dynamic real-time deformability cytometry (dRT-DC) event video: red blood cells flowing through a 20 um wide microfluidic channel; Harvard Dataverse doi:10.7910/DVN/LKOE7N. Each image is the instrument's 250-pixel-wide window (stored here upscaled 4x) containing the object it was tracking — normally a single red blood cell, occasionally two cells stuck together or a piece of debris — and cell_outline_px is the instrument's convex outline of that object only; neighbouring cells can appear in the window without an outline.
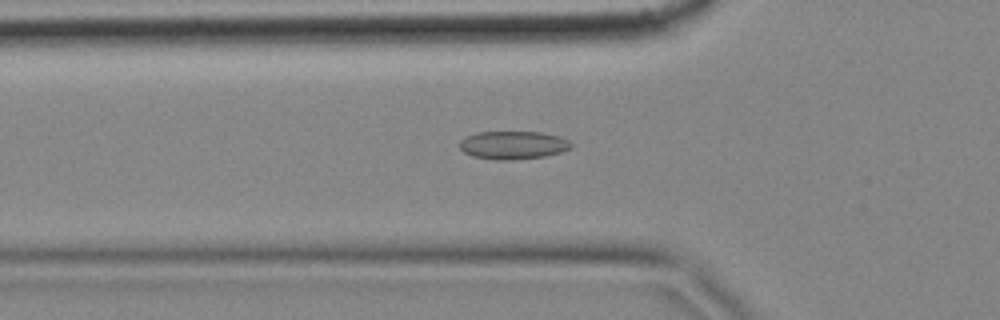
{"species": "common noctule bat (a hibernating species)", "species_latin": "Nyctalus noctula", "temperature_condition": "cold", "stored_images_in_passage": 56, "camera_frame_rate_fps": 3000, "um_per_image_px": 0.085, "animal": {"sex": "female", "body_mass_g": 18.4}, "frame": {"image": 1, "passage_image": 18, "time_ms": 5.667, "image_size_px": [1000, 320], "cell_outline_px": [[572, 148], [560, 152], [544, 156], [508, 160], [496, 160], [472, 156], [464, 152], [460, 148], [460, 140], [476, 132], [540, 132], [560, 136], [568, 140], [572, 144]], "centroid_in_image_um": [43.61, 12.33], "position_along_channel_um": 82.2, "area_um2": 18.21}}
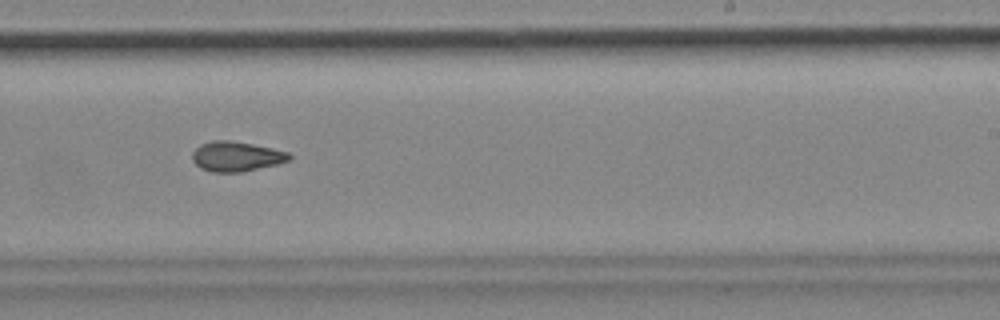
{"frame": {"image": 2, "passage_image": 34, "time_ms": 11.0, "image_size_px": [1000, 320], "cell_outline_px": [[292, 156], [288, 160], [276, 164], [240, 172], [212, 172], [200, 168], [192, 160], [192, 152], [200, 144], [212, 140], [228, 140], [252, 144], [272, 148], [288, 152]], "centroid_in_image_um": [20.04, 13.29], "position_along_channel_um": 269.0, "area_um2": 16.76}}
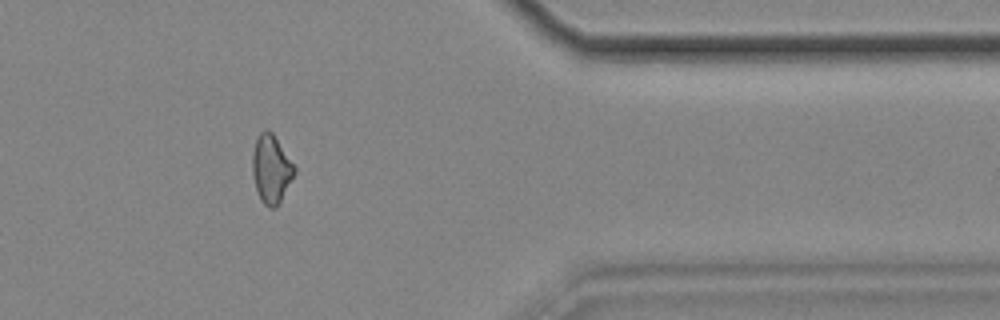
{"frame": {"image": 3, "passage_image": 46, "time_ms": 15.0, "image_size_px": [1000, 320], "cell_outline_px": [[296, 172], [276, 208], [268, 208], [260, 200], [256, 188], [252, 172], [252, 152], [256, 140], [260, 132], [264, 128], [268, 128], [272, 132], [296, 168]], "centroid_in_image_um": [23.04, 14.35], "position_along_channel_um": 388.4, "area_um2": 16.7}, "authors_computed_cell_mechanics": {"area_um2": 16.9643, "velocity_mm_per_s": 3.5018, "shape_relaxation_time_tau1_ms": null, "shape_relaxation_time_tau2_ms": 10.2735, "deformation_change_tau1": null, "deformation_change_tau2": 0.1526}}